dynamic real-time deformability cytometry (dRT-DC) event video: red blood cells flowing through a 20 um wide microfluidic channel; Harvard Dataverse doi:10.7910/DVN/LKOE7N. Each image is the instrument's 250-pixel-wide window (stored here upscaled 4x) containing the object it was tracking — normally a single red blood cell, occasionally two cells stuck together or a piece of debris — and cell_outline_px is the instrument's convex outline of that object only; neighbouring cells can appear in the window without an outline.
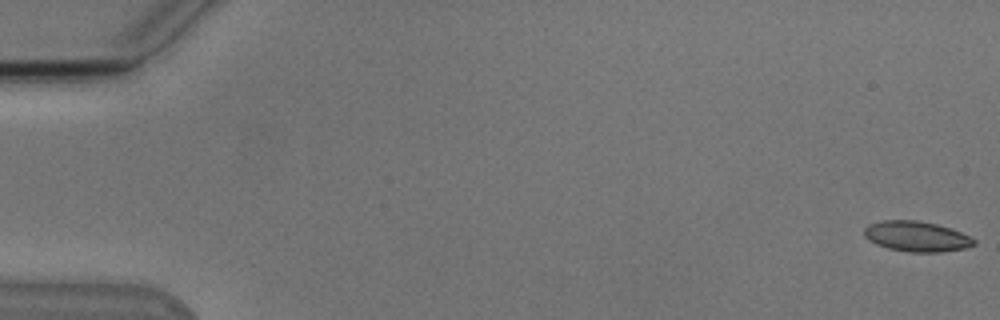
{"species": "Egyptian fruit bat (a non-hibernating species)", "species_latin": "Rousettus aegyptiacus", "temperature_condition": "cold", "stored_images_in_passage": 14, "camera_frame_rate_fps": 3000, "um_per_image_px": 0.085, "animal": {"sex": "male"}, "frame": {"image": 1, "passage_image": 1, "time_ms": 0.0, "image_size_px": [1000, 320], "cell_outline_px": [[976, 244], [964, 248], [940, 252], [908, 252], [888, 248], [876, 244], [868, 240], [864, 236], [864, 228], [868, 224], [880, 220], [916, 220], [936, 224], [960, 232], [976, 240]], "centroid_in_image_um": [77.86, 20.09], "position_along_channel_um": 7.1, "area_um2": 19.36}}